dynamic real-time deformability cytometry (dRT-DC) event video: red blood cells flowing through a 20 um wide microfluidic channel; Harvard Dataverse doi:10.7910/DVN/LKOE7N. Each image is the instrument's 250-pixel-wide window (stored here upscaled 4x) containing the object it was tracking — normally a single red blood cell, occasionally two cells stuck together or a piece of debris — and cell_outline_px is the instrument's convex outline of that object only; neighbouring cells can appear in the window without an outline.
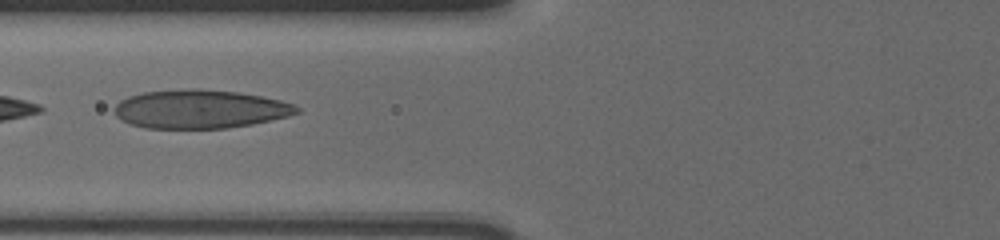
{"species": "human", "species_latin": "Homo sapiens", "temperature_condition": "cold", "stored_images_in_passage": 38, "camera_frame_rate_fps": 3000, "um_per_image_px": 0.085, "donor": {"sex": "male"}, "frame": {"image": 1, "passage_image": 7, "time_ms": 2.0, "image_size_px": [1000, 240], "cell_outline_px": [[300, 112], [288, 116], [252, 124], [224, 128], [144, 128], [128, 124], [116, 116], [116, 104], [120, 100], [128, 96], [144, 92], [192, 88], [200, 88], [240, 92], [280, 100], [292, 104], [300, 108]], "centroid_in_image_um": [16.99, 9.27], "position_along_channel_um": 108.8, "area_um2": 41.04}}
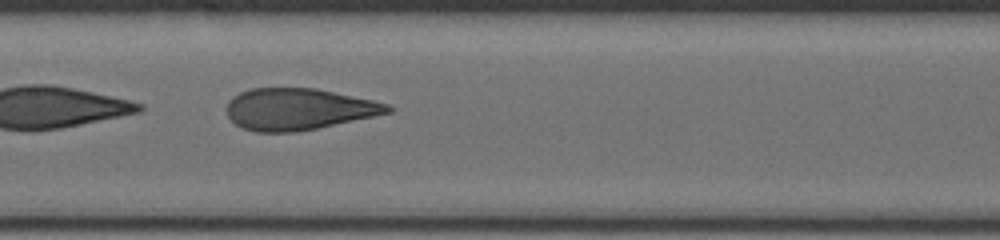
{"frame": {"image": 2, "passage_image": 13, "time_ms": 4.0, "image_size_px": [1000, 240], "cell_outline_px": [[392, 112], [316, 128], [292, 132], [256, 132], [244, 128], [236, 124], [228, 116], [224, 108], [228, 100], [240, 92], [252, 88], [316, 88], [372, 100], [388, 104], [392, 108]], "centroid_in_image_um": [25.32, 9.27], "position_along_channel_um": 182.1, "area_um2": 38.78}}
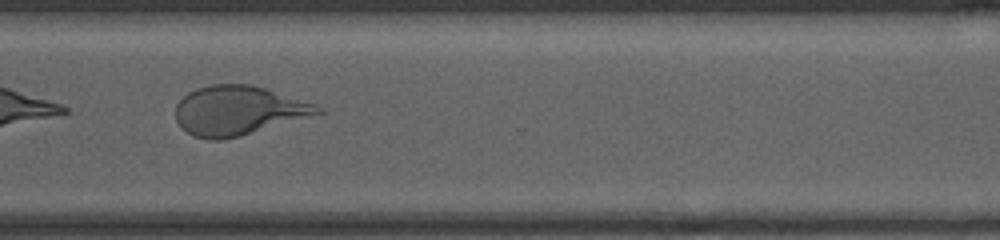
{"frame": {"image": 3, "passage_image": 27, "time_ms": 8.667, "image_size_px": [1000, 240], "cell_outline_px": [[324, 112], [240, 136], [224, 140], [208, 140], [192, 136], [176, 120], [176, 104], [188, 92], [196, 88], [212, 84], [248, 84], [264, 88], [316, 104], [324, 108]], "centroid_in_image_um": [20.23, 9.4], "position_along_channel_um": 350.4, "area_um2": 40.52}, "authors_computed_cell_mechanics": {"area_um2": 39.8242, "velocity_mm_per_s": 3.6253, "shape_relaxation_time_tau1_ms": 6.1455, "shape_relaxation_time_tau2_ms": 0.9862, "deformation_change_tau1": 0.2283, "deformation_change_tau2": 0.0968}}